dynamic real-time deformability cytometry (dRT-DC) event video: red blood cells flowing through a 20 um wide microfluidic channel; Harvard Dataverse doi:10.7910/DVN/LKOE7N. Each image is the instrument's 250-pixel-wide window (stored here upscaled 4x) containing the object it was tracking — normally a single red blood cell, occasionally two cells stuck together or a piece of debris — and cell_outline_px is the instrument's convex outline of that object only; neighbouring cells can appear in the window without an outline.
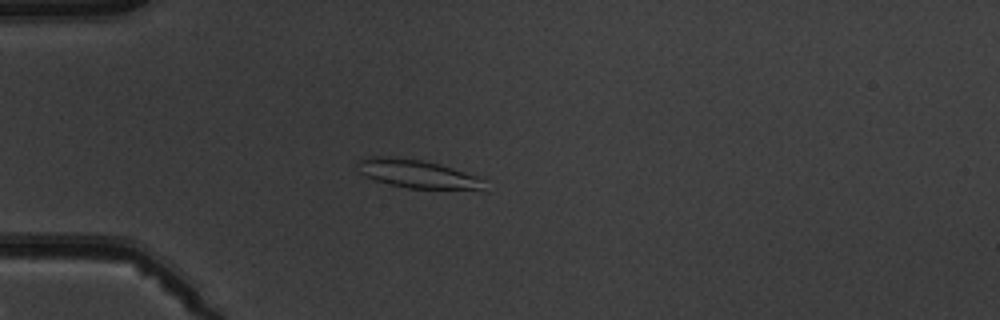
{"species": "common noctule bat (a hibernating species)", "species_latin": "Nyctalus noctula", "temperature_condition": "warm", "stored_images_in_passage": 1, "camera_frame_rate_fps": 3000, "um_per_image_px": 0.085, "animal": {"sex": "male", "body_mass_g": 19.5, "forearm_length_mm": 54.6}, "frame": {"image": 1, "passage_image": 1, "time_ms": 0.0, "image_size_px": [1000, 320], "cell_outline_px": [[488, 192], [408, 188], [376, 180], [360, 172], [356, 164], [360, 160], [372, 156], [388, 156], [420, 160], [440, 164], [488, 176]], "centroid_in_image_um": [35.83, 14.83], "position_along_channel_um": 49.2, "area_um2": 22.25}}